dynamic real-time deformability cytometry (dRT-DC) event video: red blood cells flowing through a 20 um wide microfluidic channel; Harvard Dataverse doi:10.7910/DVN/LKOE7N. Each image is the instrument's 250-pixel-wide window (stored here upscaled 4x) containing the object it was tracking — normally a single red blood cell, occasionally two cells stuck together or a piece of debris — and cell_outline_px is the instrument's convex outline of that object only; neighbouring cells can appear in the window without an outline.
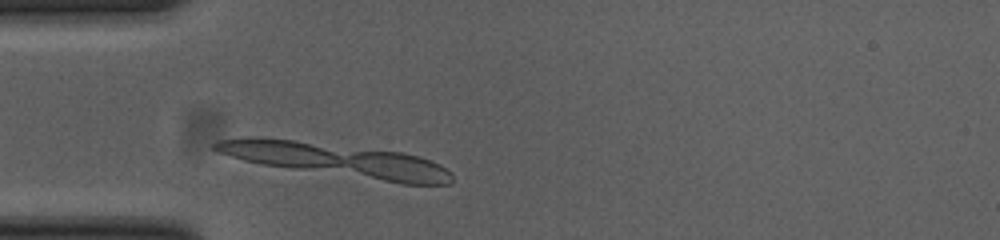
{"species": "common noctule bat (a hibernating species)", "species_latin": "Nyctalus noctula", "temperature_condition": "cold", "stored_images_in_passage": 14, "segment_of_instrument_passage": [1, 2], "camera_frame_rate_fps": 3000, "um_per_image_px": 0.085, "animal": {"sex": "female", "body_mass_g": 23.0, "forearm_length_mm": 53.4}, "frame": {"image": 1, "passage_image": 5, "time_ms": 1.333, "image_size_px": [1000, 240], "cell_outline_px": [[452, 184], [400, 184], [260, 164], [244, 160], [220, 152], [212, 148], [212, 144], [220, 140], [244, 136], [252, 136], [292, 140], [400, 152], [420, 156], [440, 164], [452, 172]], "centroid_in_image_um": [28.64, 13.61], "position_along_channel_um": 56.4, "area_um2": 45.84}}